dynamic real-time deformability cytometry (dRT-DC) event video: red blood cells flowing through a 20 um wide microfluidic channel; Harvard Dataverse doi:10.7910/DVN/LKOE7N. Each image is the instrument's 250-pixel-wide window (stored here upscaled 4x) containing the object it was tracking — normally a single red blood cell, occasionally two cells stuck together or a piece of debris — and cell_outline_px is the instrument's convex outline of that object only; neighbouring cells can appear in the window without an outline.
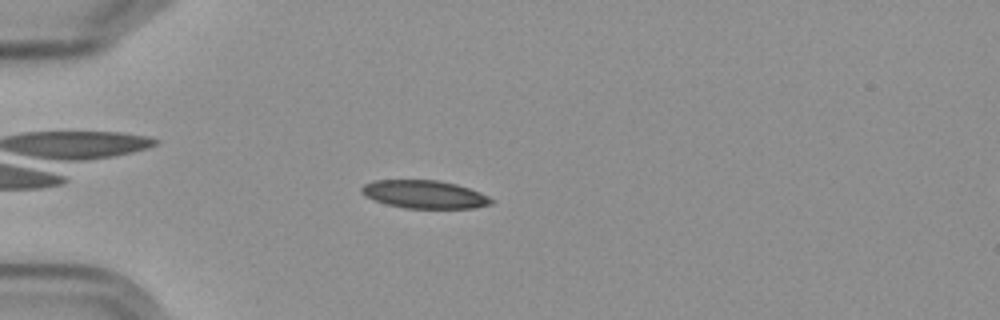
{"species": "Egyptian fruit bat (a non-hibernating species)", "species_latin": "Rousettus aegyptiacus", "temperature_condition": "cold", "stored_images_in_passage": 10, "camera_frame_rate_fps": 3000, "um_per_image_px": 0.085, "frame": {"image": 1, "passage_image": 5, "time_ms": 5.0, "image_size_px": [1000, 320], "cell_outline_px": [[492, 204], [472, 208], [404, 208], [388, 204], [376, 200], [360, 192], [360, 188], [364, 184], [372, 180], [440, 180], [456, 184], [480, 192], [488, 196], [492, 200]], "centroid_in_image_um": [36.07, 16.51], "position_along_channel_um": 48.9, "area_um2": 21.04}}
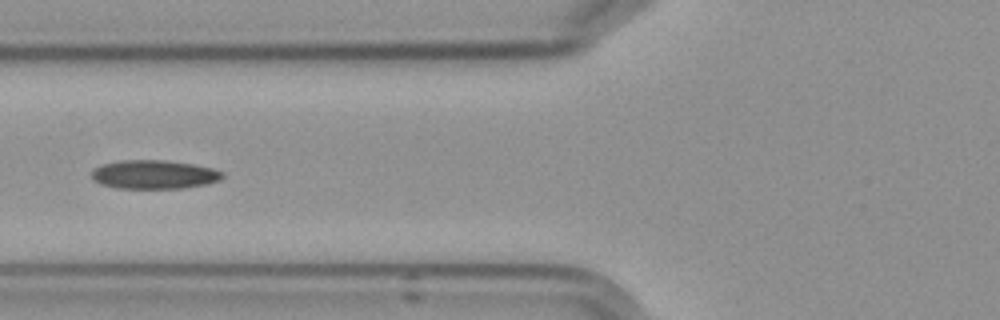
{"frame": {"image": 2, "passage_image": 7, "time_ms": 7.333, "image_size_px": [1000, 320], "cell_outline_px": [[224, 176], [220, 180], [208, 184], [184, 188], [116, 188], [100, 184], [92, 180], [92, 172], [96, 168], [104, 164], [120, 160], [164, 160], [196, 164], [212, 168], [224, 172]], "centroid_in_image_um": [13.14, 14.83], "position_along_channel_um": 112.7, "area_um2": 22.08}}